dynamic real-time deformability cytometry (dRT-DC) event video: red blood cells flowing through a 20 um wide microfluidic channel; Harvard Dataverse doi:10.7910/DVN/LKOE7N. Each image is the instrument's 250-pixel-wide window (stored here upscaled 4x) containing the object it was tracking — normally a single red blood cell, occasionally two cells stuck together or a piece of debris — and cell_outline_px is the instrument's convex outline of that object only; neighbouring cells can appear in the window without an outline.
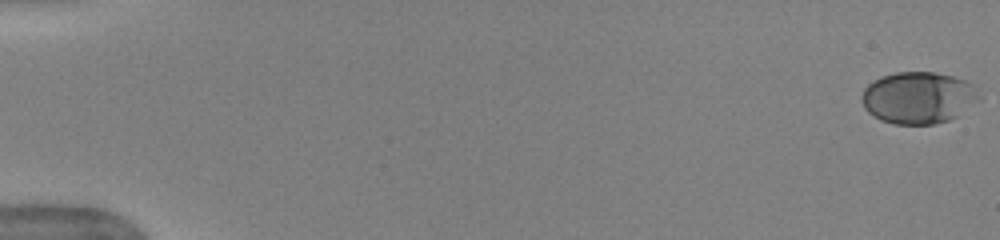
{"species": "human", "species_latin": "Homo sapiens", "temperature_condition": "warm", "stored_images_in_passage": 7, "camera_frame_rate_fps": 3000, "um_per_image_px": 0.085, "donor": {"sex": "female"}, "frame": {"image": 1, "passage_image": 1, "time_ms": 0.0, "image_size_px": [1000, 240], "cell_outline_px": [[980, 100], [956, 116], [948, 120], [936, 124], [896, 124], [880, 120], [872, 116], [864, 108], [860, 96], [864, 88], [868, 84], [884, 76], [896, 72], [936, 72], [968, 80], [972, 84], [980, 96]], "centroid_in_image_um": [78.05, 8.3], "position_along_channel_um": 6.9, "area_um2": 35.55}}